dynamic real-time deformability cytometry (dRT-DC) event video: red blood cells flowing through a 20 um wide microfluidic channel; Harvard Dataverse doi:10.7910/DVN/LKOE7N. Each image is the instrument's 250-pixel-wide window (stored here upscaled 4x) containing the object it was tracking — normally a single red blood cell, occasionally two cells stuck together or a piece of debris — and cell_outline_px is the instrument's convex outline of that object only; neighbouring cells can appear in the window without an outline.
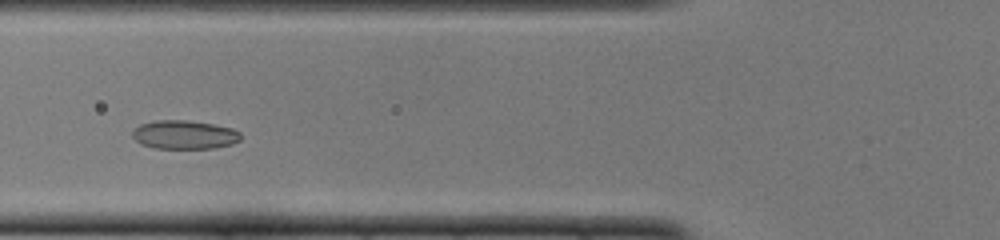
{"species": "common noctule bat (a hibernating species)", "species_latin": "Nyctalus noctula", "temperature_condition": "cold", "stored_images_in_passage": 37, "camera_frame_rate_fps": 3000, "um_per_image_px": 0.085, "animal": {"sex": "female", "body_mass_g": 22.0, "forearm_length_mm": 56.7}, "frame": {"image": 1, "passage_image": 6, "time_ms": 1.667, "image_size_px": [1000, 240], "cell_outline_px": [[240, 140], [232, 144], [216, 148], [156, 148], [140, 144], [132, 136], [132, 132], [140, 124], [156, 120], [188, 120], [212, 124], [232, 128], [240, 132]], "centroid_in_image_um": [15.68, 11.45], "position_along_channel_um": 110.1, "area_um2": 18.09}}
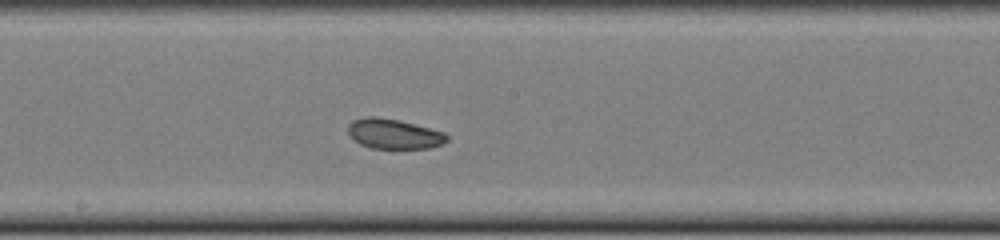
{"frame": {"image": 2, "passage_image": 14, "time_ms": 4.333, "image_size_px": [1000, 240], "cell_outline_px": [[448, 140], [444, 144], [428, 148], [372, 148], [360, 144], [352, 140], [348, 132], [348, 124], [352, 120], [364, 116], [376, 116], [396, 120], [444, 132], [448, 136]], "centroid_in_image_um": [33.43, 11.38], "position_along_channel_um": 214.8, "area_um2": 17.22}}
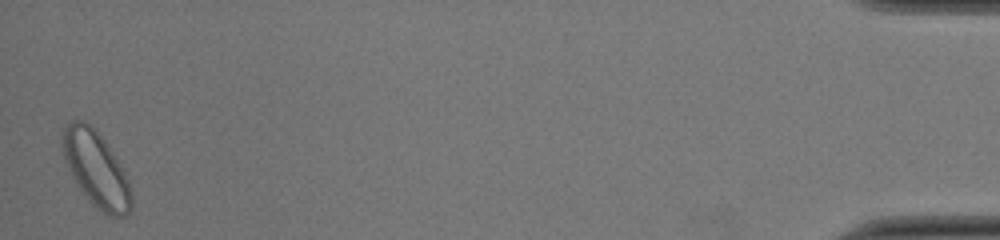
{"frame": {"image": 3, "passage_image": 37, "time_ms": 12.0, "image_size_px": [1000, 240], "cell_outline_px": [[132, 204], [128, 212], [124, 216], [112, 216], [104, 212], [92, 204], [76, 184], [72, 176], [64, 156], [60, 144], [60, 136], [64, 128], [72, 120], [84, 120], [96, 128], [104, 140], [124, 172], [128, 180], [132, 192]], "centroid_in_image_um": [8.14, 14.33], "position_along_channel_um": 427.1, "area_um2": 30.0}, "authors_computed_cell_mechanics": {"area_um2": 18.207, "velocity_mm_per_s": 3.9369, "shape_relaxation_time_tau1_ms": 10.3483, "shape_relaxation_time_tau2_ms": 4.4669, "deformation_change_tau1": 0.1159, "deformation_change_tau2": 0.0905}}